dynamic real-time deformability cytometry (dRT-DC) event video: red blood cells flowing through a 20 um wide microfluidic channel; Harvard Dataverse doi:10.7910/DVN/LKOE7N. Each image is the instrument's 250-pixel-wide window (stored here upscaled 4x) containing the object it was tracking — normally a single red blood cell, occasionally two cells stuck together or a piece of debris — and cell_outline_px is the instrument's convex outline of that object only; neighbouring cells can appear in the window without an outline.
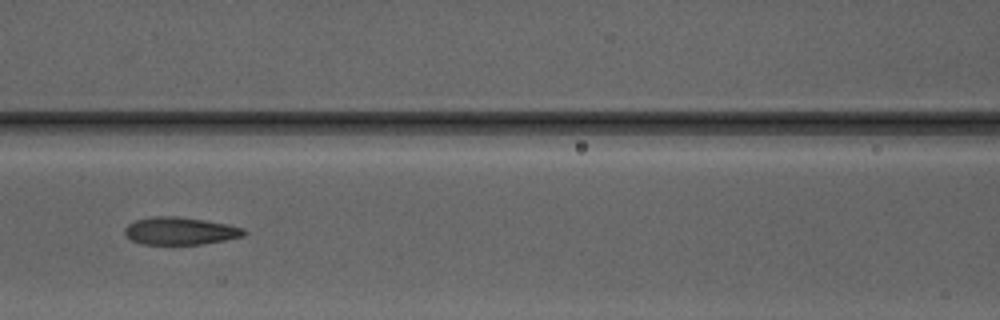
{"species": "Egyptian fruit bat (a non-hibernating species)", "species_latin": "Rousettus aegyptiacus", "temperature_condition": "warm", "stored_images_in_passage": 5, "camera_frame_rate_fps": 3000, "um_per_image_px": 0.085, "animal": {"sex": "male"}, "frame": {"image": 1, "passage_image": 5, "time_ms": 4.667, "image_size_px": [1000, 320], "cell_outline_px": [[248, 232], [244, 236], [224, 240], [200, 244], [140, 244], [132, 240], [124, 232], [124, 228], [128, 224], [136, 220], [152, 216], [176, 216], [204, 220], [228, 224], [244, 228]], "centroid_in_image_um": [15.32, 19.62], "position_along_channel_um": 151.3, "area_um2": 19.13}}